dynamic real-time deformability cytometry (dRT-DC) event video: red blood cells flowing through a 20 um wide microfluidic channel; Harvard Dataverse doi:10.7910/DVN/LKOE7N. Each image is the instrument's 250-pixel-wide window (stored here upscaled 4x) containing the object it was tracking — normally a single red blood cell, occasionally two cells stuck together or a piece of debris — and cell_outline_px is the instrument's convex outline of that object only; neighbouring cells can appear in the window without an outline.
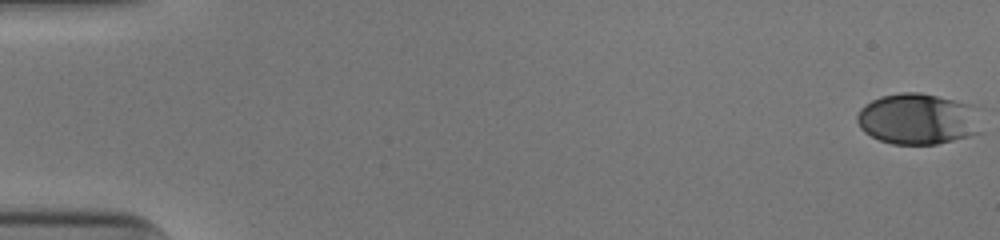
{"species": "human", "species_latin": "Homo sapiens", "temperature_condition": "cold", "stored_images_in_passage": 53, "camera_frame_rate_fps": 3000, "um_per_image_px": 0.085, "donor": {"sex": "male"}, "frame": {"image": 1, "passage_image": 1, "time_ms": 0.0, "image_size_px": [1000, 240], "cell_outline_px": [[984, 132], [936, 144], [892, 144], [880, 140], [864, 132], [860, 128], [856, 120], [856, 116], [860, 108], [864, 104], [880, 96], [900, 92], [920, 92], [972, 104]], "centroid_in_image_um": [78.01, 10.11], "position_along_channel_um": 7.0, "area_um2": 37.22}}
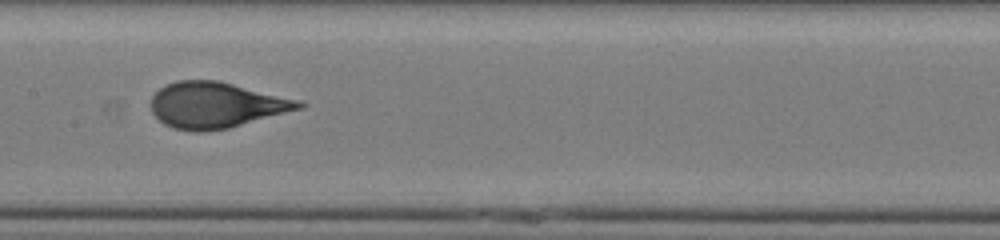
{"frame": {"image": 2, "passage_image": 28, "time_ms": 9.0, "image_size_px": [1000, 240], "cell_outline_px": [[308, 104], [304, 108], [228, 128], [204, 132], [196, 132], [172, 128], [164, 124], [152, 112], [152, 96], [164, 84], [176, 80], [216, 80], [300, 100]], "centroid_in_image_um": [18.37, 8.93], "position_along_channel_um": 189.0, "area_um2": 39.54}}
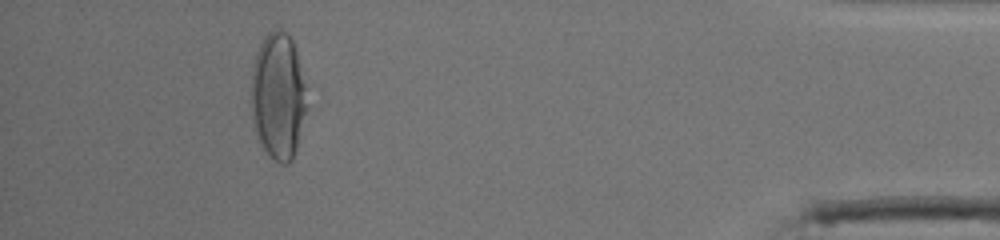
{"frame": {"image": 3, "passage_image": 49, "time_ms": 16.0, "image_size_px": [1000, 240], "cell_outline_px": [[304, 112], [296, 148], [292, 160], [288, 164], [280, 164], [264, 148], [252, 124], [252, 68], [256, 52], [264, 36], [268, 32], [276, 28], [280, 28], [292, 40], [296, 52], [304, 84]], "centroid_in_image_um": [23.6, 8.13], "position_along_channel_um": 411.6, "area_um2": 39.94}, "authors_computed_cell_mechanics": {"area_um2": 38.5526, "velocity_mm_per_s": 3.9424, "shape_relaxation_time_tau1_ms": 3.996, "shape_relaxation_time_tau2_ms": null, "deformation_change_tau1": 0.182, "deformation_change_tau2": null}}